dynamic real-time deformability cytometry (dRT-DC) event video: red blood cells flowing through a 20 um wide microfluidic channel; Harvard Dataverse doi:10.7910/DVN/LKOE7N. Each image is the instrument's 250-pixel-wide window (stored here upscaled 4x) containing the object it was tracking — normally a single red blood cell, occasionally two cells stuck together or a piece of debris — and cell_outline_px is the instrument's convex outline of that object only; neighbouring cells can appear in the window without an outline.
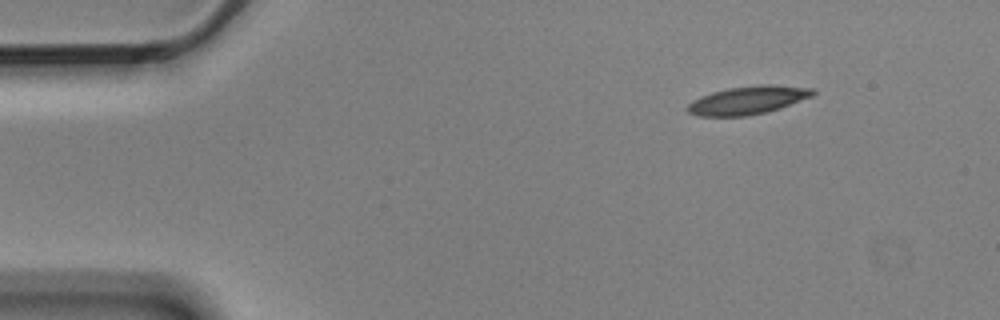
{"species": "Egyptian fruit bat (a non-hibernating species)", "species_latin": "Rousettus aegyptiacus", "temperature_condition": "cold", "stored_images_in_passage": 7, "camera_frame_rate_fps": 3000, "um_per_image_px": 0.085, "animal": {"sex": "male"}, "frame": {"image": 1, "passage_image": 1, "time_ms": 0.0, "image_size_px": [1000, 320], "cell_outline_px": [[816, 92], [812, 96], [780, 108], [748, 116], [700, 116], [688, 112], [684, 108], [692, 100], [700, 96], [712, 92], [728, 88], [760, 84], [776, 84], [816, 88]], "centroid_in_image_um": [63.57, 8.5], "position_along_channel_um": 21.4, "area_um2": 20.81}}
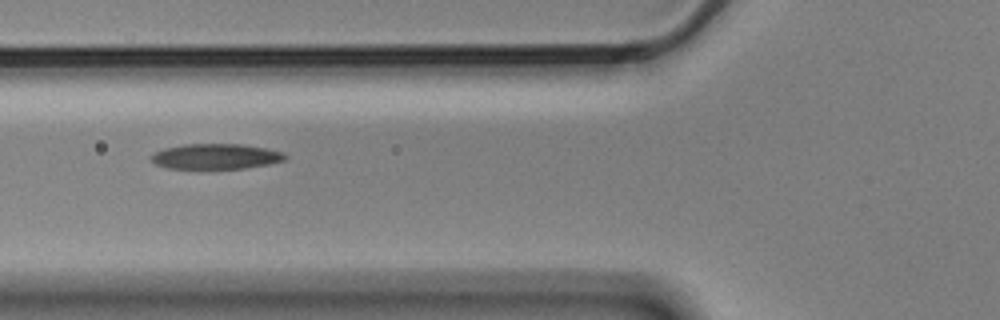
{"frame": {"image": 2, "passage_image": 5, "time_ms": 1.333, "image_size_px": [1000, 320], "cell_outline_px": [[288, 160], [268, 164], [244, 168], [168, 168], [156, 164], [152, 160], [152, 156], [156, 152], [164, 148], [184, 144], [240, 144], [264, 148], [284, 152], [288, 156]], "centroid_in_image_um": [18.4, 13.29], "position_along_channel_um": 107.4, "area_um2": 19.59}}
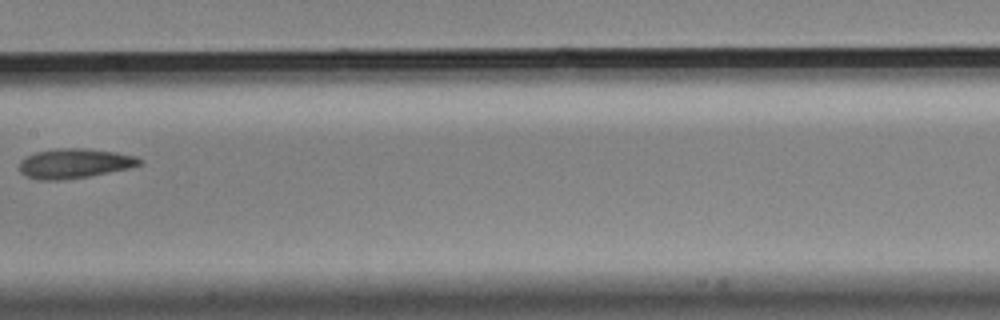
{"frame": {"image": 3, "passage_image": 7, "time_ms": 2.0, "image_size_px": [1000, 320], "cell_outline_px": [[144, 164], [128, 168], [88, 176], [64, 180], [36, 180], [24, 176], [20, 172], [20, 160], [24, 156], [36, 152], [60, 148], [84, 148], [116, 152], [136, 156], [144, 160]], "centroid_in_image_um": [6.32, 13.89], "position_along_channel_um": 201.1, "area_um2": 20.98}}